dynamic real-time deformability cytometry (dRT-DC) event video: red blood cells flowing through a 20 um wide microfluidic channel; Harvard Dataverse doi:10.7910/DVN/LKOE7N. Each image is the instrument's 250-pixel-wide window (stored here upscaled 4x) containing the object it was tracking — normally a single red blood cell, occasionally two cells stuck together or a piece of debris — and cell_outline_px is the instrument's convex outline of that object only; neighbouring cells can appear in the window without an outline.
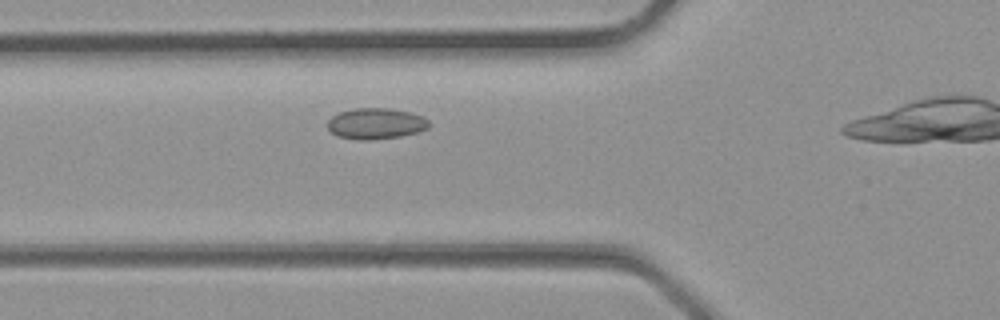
{"species": "common noctule bat (a hibernating species)", "species_latin": "Nyctalus noctula", "temperature_condition": "room temperature", "stored_images_in_passage": 24, "camera_frame_rate_fps": 3000, "um_per_image_px": 0.085, "animal": {"sex": "male", "body_mass_g": 23.1, "forearm_length_mm": 52.7}, "frame": {"image": 1, "passage_image": 8, "time_ms": 2.333, "image_size_px": [1000, 320], "cell_outline_px": [[428, 128], [416, 132], [400, 136], [368, 140], [356, 140], [336, 136], [328, 128], [328, 120], [332, 116], [340, 112], [356, 108], [388, 108], [408, 112], [420, 116], [428, 120]], "centroid_in_image_um": [31.9, 10.51], "position_along_channel_um": 93.9, "area_um2": 18.09}}
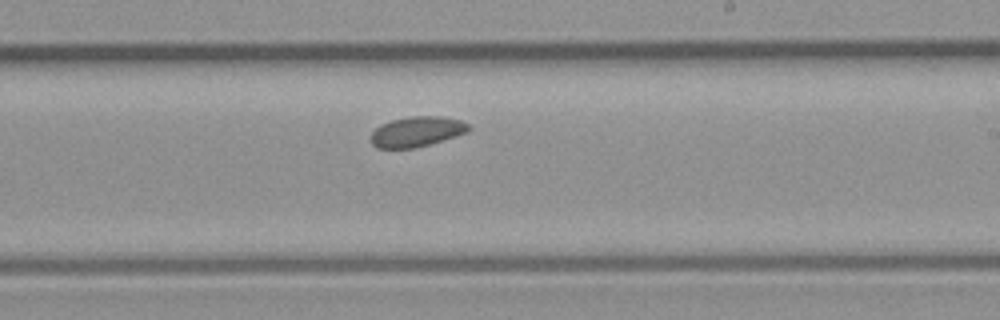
{"frame": {"image": 2, "passage_image": 16, "time_ms": 5.0, "image_size_px": [1000, 320], "cell_outline_px": [[472, 128], [468, 132], [456, 136], [428, 144], [412, 148], [376, 148], [372, 144], [372, 132], [380, 124], [392, 120], [412, 116], [440, 116], [460, 120], [468, 124]], "centroid_in_image_um": [35.44, 11.18], "position_along_channel_um": 253.6, "area_um2": 17.05}}
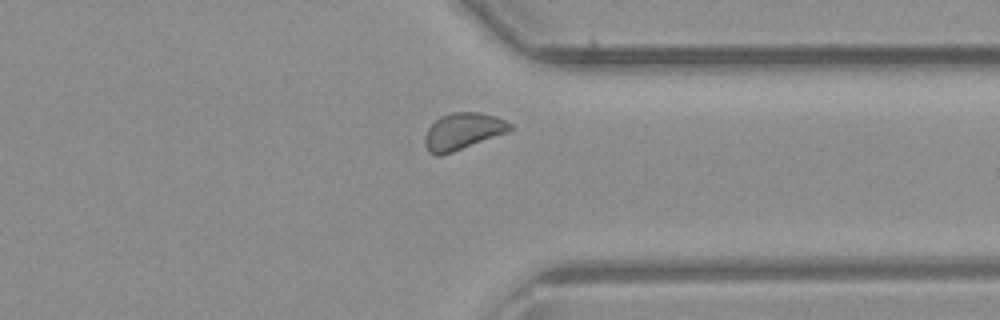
{"frame": {"image": 3, "passage_image": 22, "time_ms": 7.0, "image_size_px": [1000, 320], "cell_outline_px": [[512, 128], [508, 132], [452, 152], [440, 156], [436, 156], [428, 152], [424, 144], [424, 136], [428, 128], [440, 116], [452, 112], [480, 112], [496, 116], [512, 124]], "centroid_in_image_um": [39.31, 11.16], "position_along_channel_um": 372.1, "area_um2": 18.26}}